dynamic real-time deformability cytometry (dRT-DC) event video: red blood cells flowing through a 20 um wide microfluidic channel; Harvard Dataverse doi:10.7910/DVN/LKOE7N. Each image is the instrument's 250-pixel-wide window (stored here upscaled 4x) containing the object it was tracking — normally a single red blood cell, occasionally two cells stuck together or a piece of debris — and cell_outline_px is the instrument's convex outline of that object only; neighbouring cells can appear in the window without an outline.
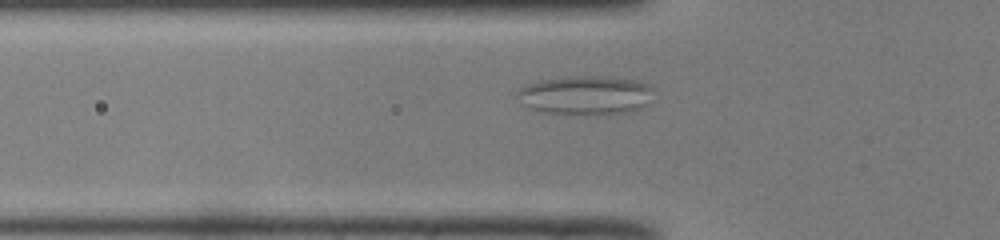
{"species": "common noctule bat (a hibernating species)", "species_latin": "Nyctalus noctula", "temperature_condition": "room temperature", "stored_images_in_passage": 44, "camera_frame_rate_fps": 3000, "um_per_image_px": 0.085, "animal": {"sex": "male", "body_mass_g": 19.0, "forearm_length_mm": 50.8}, "frame": {"image": 1, "passage_image": 9, "time_ms": 2.667, "image_size_px": [1000, 240], "cell_outline_px": [[648, 88], [644, 104], [640, 108], [624, 112], [548, 112], [532, 108], [524, 104], [516, 96], [516, 92], [520, 88], [528, 84], [540, 80], [572, 76], [608, 76], [640, 80], [648, 84]], "centroid_in_image_um": [49.69, 8.03], "position_along_channel_um": 76.1, "area_um2": 29.42}}
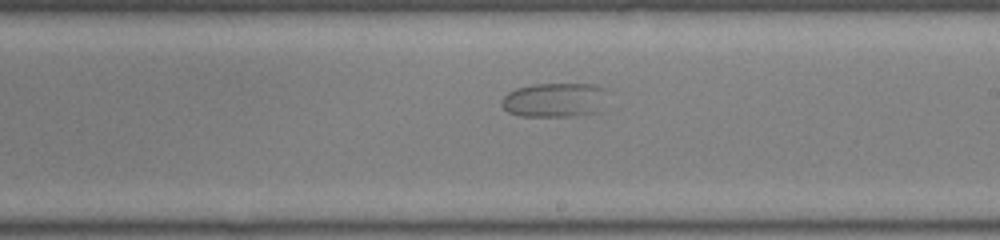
{"frame": {"image": 2, "passage_image": 22, "time_ms": 7.0, "image_size_px": [1000, 240], "cell_outline_px": [[608, 88], [596, 112], [568, 116], [520, 116], [508, 112], [500, 104], [500, 100], [508, 92], [516, 88], [532, 84], [596, 84]], "centroid_in_image_um": [47.08, 8.48], "position_along_channel_um": 241.9, "area_um2": 21.1}}
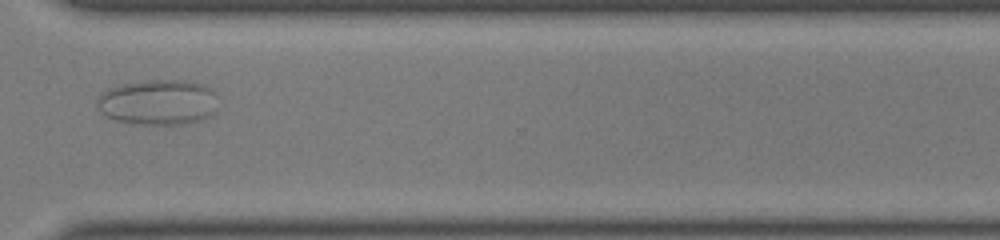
{"frame": {"image": 3, "passage_image": 31, "time_ms": 10.0, "image_size_px": [1000, 240], "cell_outline_px": [[216, 96], [212, 112], [200, 120], [184, 124], [140, 124], [116, 120], [100, 112], [96, 104], [96, 96], [100, 92], [108, 88], [120, 84], [148, 80], [188, 80], [204, 84], [212, 88], [216, 92]], "centroid_in_image_um": [13.39, 8.66], "position_along_channel_um": 357.2, "area_um2": 32.14}}